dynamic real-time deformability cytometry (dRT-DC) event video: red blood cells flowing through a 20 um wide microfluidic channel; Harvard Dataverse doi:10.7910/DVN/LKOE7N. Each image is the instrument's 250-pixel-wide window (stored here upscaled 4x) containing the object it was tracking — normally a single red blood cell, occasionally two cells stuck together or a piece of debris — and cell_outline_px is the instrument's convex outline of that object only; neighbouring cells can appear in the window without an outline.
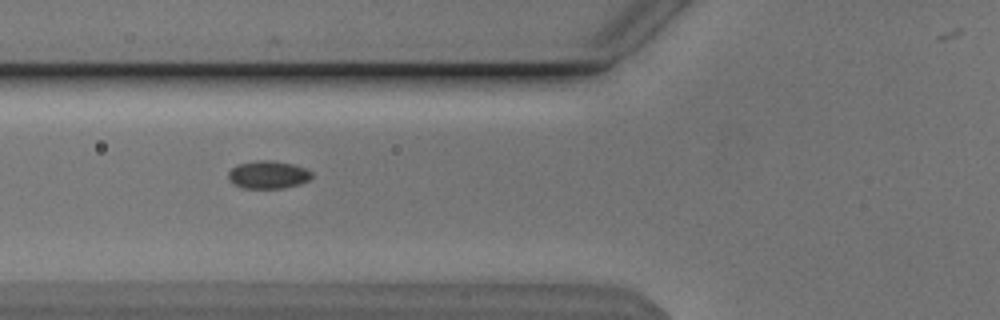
{"species": "Egyptian fruit bat (a non-hibernating species)", "species_latin": "Rousettus aegyptiacus", "temperature_condition": "cold", "stored_images_in_passage": 33, "camera_frame_rate_fps": 3000, "um_per_image_px": 0.085, "animal": {"sex": "male"}, "frame": {"image": 1, "passage_image": 4, "time_ms": 1.0, "image_size_px": [1000, 320], "cell_outline_px": [[312, 176], [308, 180], [300, 184], [284, 188], [244, 188], [232, 184], [228, 176], [228, 172], [236, 164], [260, 160], [268, 160], [292, 164], [304, 168], [312, 172]], "centroid_in_image_um": [22.77, 14.86], "position_along_channel_um": 103.0, "area_um2": 13.47}}
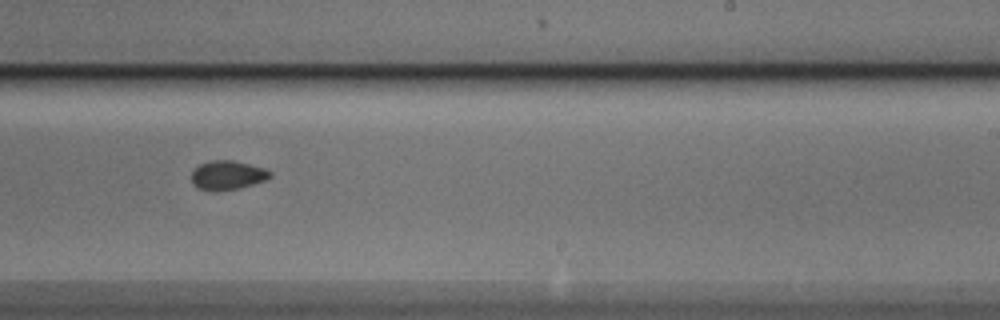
{"frame": {"image": 2, "passage_image": 17, "time_ms": 5.333, "image_size_px": [1000, 320], "cell_outline_px": [[272, 176], [264, 180], [252, 184], [236, 188], [216, 192], [196, 188], [192, 184], [192, 172], [200, 164], [208, 160], [232, 160], [264, 168], [272, 172]], "centroid_in_image_um": [19.3, 14.89], "position_along_channel_um": 269.7, "area_um2": 13.29}}
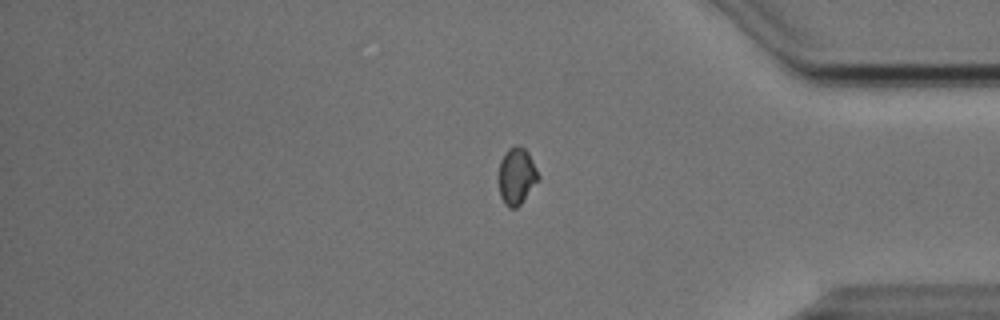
{"frame": {"image": 3, "passage_image": 28, "time_ms": 9.0, "image_size_px": [1000, 320], "cell_outline_px": [[540, 180], [520, 204], [516, 208], [508, 208], [504, 204], [500, 196], [500, 160], [508, 148], [516, 144], [520, 144], [528, 152], [540, 176]], "centroid_in_image_um": [43.94, 14.96], "position_along_channel_um": 391.3, "area_um2": 13.18}}